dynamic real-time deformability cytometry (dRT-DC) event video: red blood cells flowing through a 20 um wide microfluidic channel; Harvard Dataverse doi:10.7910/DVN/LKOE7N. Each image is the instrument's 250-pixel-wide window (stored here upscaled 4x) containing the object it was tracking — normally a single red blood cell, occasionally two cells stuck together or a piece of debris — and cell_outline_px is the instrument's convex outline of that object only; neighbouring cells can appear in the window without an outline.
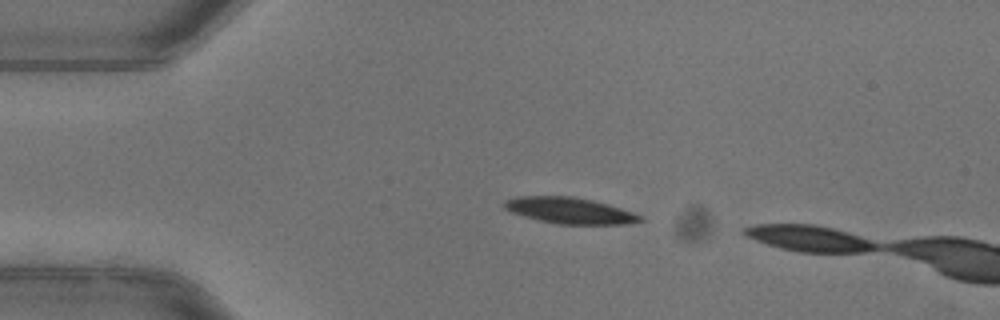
{"species": "common noctule bat (a hibernating species)", "species_latin": "Nyctalus noctula", "temperature_condition": "warm", "stored_images_in_passage": 5, "camera_frame_rate_fps": 3000, "um_per_image_px": 0.085, "animal": {"sex": "female"}, "frame": {"image": 1, "passage_image": 1, "time_ms": 0.0, "image_size_px": [1000, 320], "cell_outline_px": [[644, 220], [624, 224], [560, 224], [540, 220], [524, 216], [512, 212], [504, 208], [504, 200], [516, 196], [572, 196], [592, 200], [608, 204], [644, 216]], "centroid_in_image_um": [48.43, 17.89], "position_along_channel_um": 36.6, "area_um2": 20.58}}